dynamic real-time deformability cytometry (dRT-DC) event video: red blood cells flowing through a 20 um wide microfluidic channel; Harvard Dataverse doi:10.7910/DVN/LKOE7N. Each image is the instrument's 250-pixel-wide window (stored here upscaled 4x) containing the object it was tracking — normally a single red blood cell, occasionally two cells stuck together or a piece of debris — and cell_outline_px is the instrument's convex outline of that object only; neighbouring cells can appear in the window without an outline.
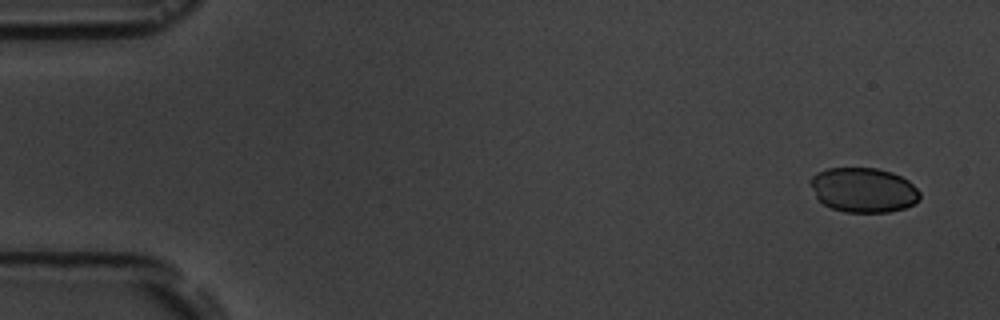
{"species": "common noctule bat (a hibernating species)", "species_latin": "Nyctalus noctula", "temperature_condition": "room temperature", "stored_images_in_passage": 6, "camera_frame_rate_fps": 3000, "um_per_image_px": 0.085, "animal": {"sex": "male", "body_mass_g": 19.5, "forearm_length_mm": 54.6}, "frame": {"image": 1, "passage_image": 1, "time_ms": 0.0, "image_size_px": [1000, 320], "cell_outline_px": [[920, 200], [916, 204], [904, 208], [888, 212], [844, 212], [832, 208], [824, 204], [816, 196], [812, 188], [812, 176], [816, 172], [828, 168], [876, 168], [892, 172], [908, 180], [920, 192]], "centroid_in_image_um": [73.43, 16.15], "position_along_channel_um": 11.6, "area_um2": 28.44}}